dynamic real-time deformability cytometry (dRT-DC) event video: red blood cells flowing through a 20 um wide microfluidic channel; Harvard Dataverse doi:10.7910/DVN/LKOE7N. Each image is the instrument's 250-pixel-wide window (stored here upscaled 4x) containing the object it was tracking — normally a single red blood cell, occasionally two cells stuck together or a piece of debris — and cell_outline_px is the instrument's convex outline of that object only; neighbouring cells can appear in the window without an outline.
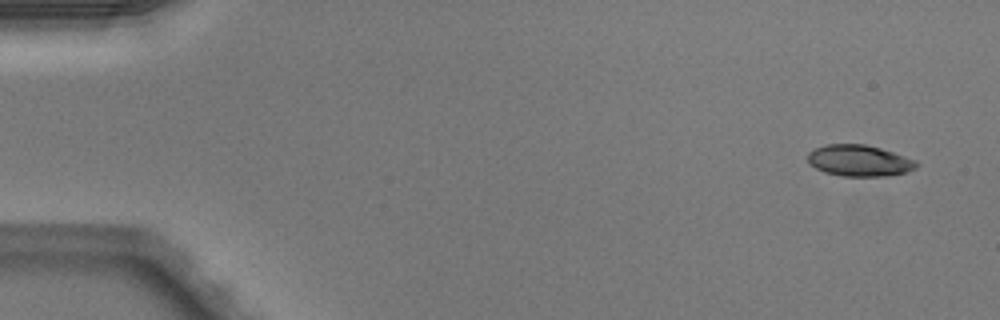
{"species": "Egyptian fruit bat (a non-hibernating species)", "species_latin": "Rousettus aegyptiacus", "temperature_condition": "warm", "stored_images_in_passage": 15, "camera_frame_rate_fps": 3000, "um_per_image_px": 0.085, "animal": {"sex": "male"}, "frame": {"image": 1, "passage_image": 2, "time_ms": 0.333, "image_size_px": [1000, 320], "cell_outline_px": [[920, 164], [916, 168], [908, 172], [888, 176], [840, 176], [824, 172], [808, 164], [808, 152], [812, 148], [828, 144], [864, 144], [880, 148], [916, 160]], "centroid_in_image_um": [73.03, 13.66], "position_along_channel_um": 12.0, "area_um2": 20.06}}
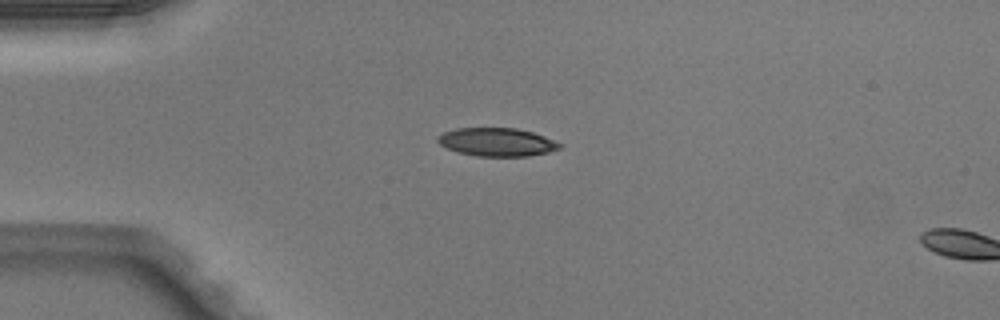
{"frame": {"image": 2, "passage_image": 12, "time_ms": 3.667, "image_size_px": [1000, 320], "cell_outline_px": [[564, 144], [560, 148], [548, 152], [528, 156], [476, 156], [456, 152], [440, 144], [436, 140], [436, 136], [444, 132], [456, 128], [516, 128], [532, 132], [544, 136]], "centroid_in_image_um": [42.23, 12.07], "position_along_channel_um": 42.8, "area_um2": 20.17}}